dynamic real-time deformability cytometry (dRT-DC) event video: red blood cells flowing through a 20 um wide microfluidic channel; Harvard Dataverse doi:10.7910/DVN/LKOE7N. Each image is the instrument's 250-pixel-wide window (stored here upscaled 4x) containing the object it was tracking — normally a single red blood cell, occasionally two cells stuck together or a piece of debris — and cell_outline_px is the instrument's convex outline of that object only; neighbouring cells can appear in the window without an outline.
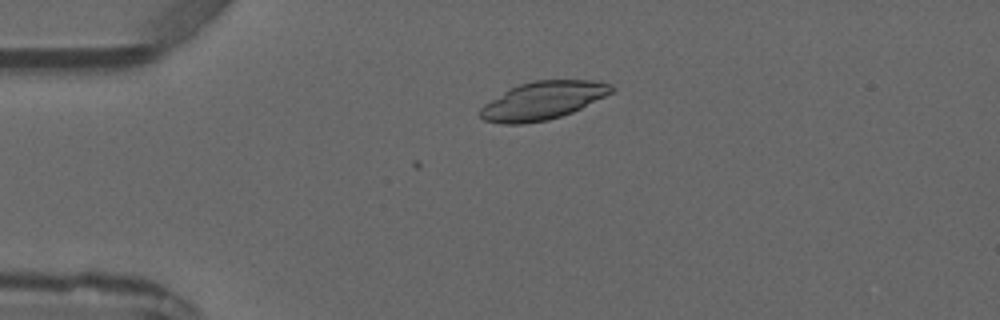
{"species": "common noctule bat (a hibernating species)", "species_latin": "Nyctalus noctula", "temperature_condition": "warm", "stored_images_in_passage": 5, "camera_frame_rate_fps": 3000, "um_per_image_px": 0.085, "animal": {"sex": "male", "forearm_length_mm": 52.5}, "frame": {"image": 1, "passage_image": 3, "time_ms": 2.333, "image_size_px": [1000, 320], "cell_outline_px": [[616, 88], [612, 92], [572, 112], [548, 120], [524, 124], [500, 124], [484, 120], [480, 116], [480, 108], [484, 104], [504, 92], [520, 84], [536, 80], [592, 80], [612, 84]], "centroid_in_image_um": [46.13, 8.55], "position_along_channel_um": 38.9, "area_um2": 28.78}}